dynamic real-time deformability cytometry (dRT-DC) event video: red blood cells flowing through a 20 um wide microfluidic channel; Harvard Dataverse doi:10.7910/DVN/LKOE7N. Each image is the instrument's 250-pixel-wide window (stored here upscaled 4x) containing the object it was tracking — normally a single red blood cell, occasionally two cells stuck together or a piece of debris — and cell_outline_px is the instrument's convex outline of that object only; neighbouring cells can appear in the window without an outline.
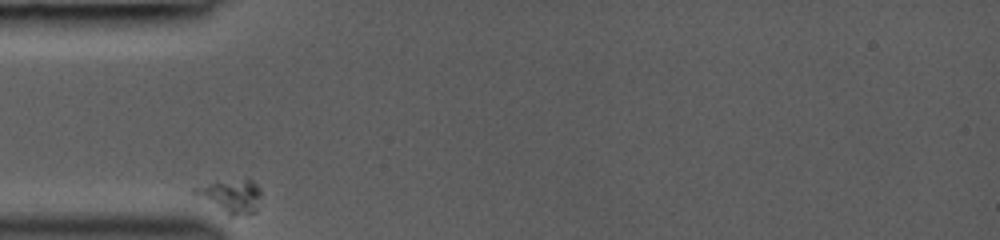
{"species": "common noctule bat (a hibernating species)", "species_latin": "Nyctalus noctula", "temperature_condition": "room temperature", "stored_images_in_passage": 29, "camera_frame_rate_fps": 3000, "um_per_image_px": 0.085, "animal": {"sex": "female", "body_mass_g": 19.0, "forearm_length_mm": 53.3}, "frame": {"image": 1, "passage_image": 1, "time_ms": 0.0, "image_size_px": [1000, 240], "cell_outline_px": [[260, 196], [256, 212], [232, 216], [228, 216], [192, 192], [192, 188], [212, 184], [244, 180], [252, 180], [260, 188]], "centroid_in_image_um": [19.66, 16.71], "position_along_channel_um": 65.3, "area_um2": 12.31}}
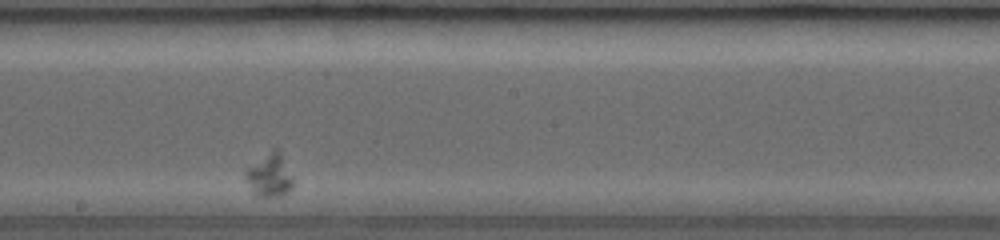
{"frame": {"image": 2, "passage_image": 15, "time_ms": 4.667, "image_size_px": [1000, 240], "cell_outline_px": [[292, 188], [284, 196], [256, 196], [252, 192], [244, 176], [244, 172], [248, 168], [276, 148], [292, 180]], "centroid_in_image_um": [22.87, 15.0], "position_along_channel_um": 225.3, "area_um2": 11.16}}
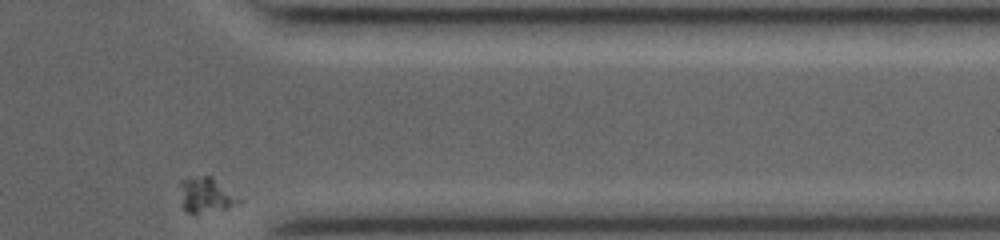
{"frame": {"image": 3, "passage_image": 29, "time_ms": 9.333, "image_size_px": [1000, 240], "cell_outline_px": [[244, 200], [240, 204], [228, 208], [196, 212], [188, 212], [184, 208], [180, 184], [188, 176], [212, 176]], "centroid_in_image_um": [17.59, 16.54], "position_along_channel_um": 393.8, "area_um2": 11.85}}